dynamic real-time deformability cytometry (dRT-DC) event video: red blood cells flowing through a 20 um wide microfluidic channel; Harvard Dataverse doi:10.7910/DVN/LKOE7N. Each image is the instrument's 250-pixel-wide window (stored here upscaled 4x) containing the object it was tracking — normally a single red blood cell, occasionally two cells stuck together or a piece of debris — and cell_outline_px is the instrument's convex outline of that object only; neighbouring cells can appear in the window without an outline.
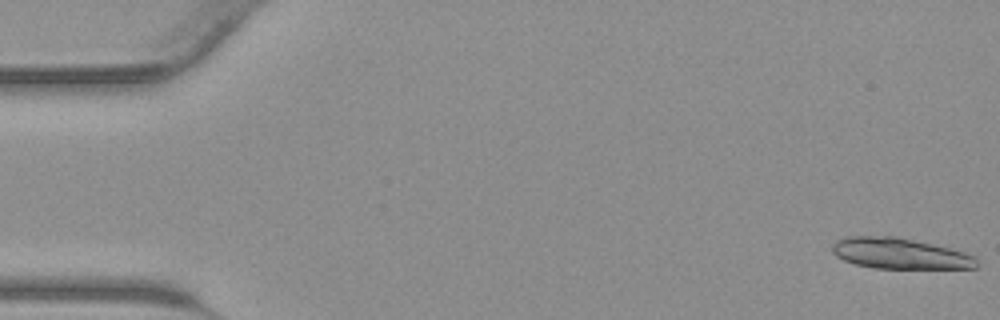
{"species": "common noctule bat (a hibernating species)", "species_latin": "Nyctalus noctula", "temperature_condition": "warm", "stored_images_in_passage": 19, "segment_of_instrument_passage": [1, 2], "camera_frame_rate_fps": 3000, "um_per_image_px": 0.085, "animal": {"sex": "male", "body_mass_g": 23.1, "forearm_length_mm": 52.7}, "frame": {"image": 1, "passage_image": 1, "time_ms": 0.0, "image_size_px": [1000, 320], "cell_outline_px": [[976, 268], [876, 268], [856, 264], [844, 260], [836, 256], [832, 252], [832, 244], [836, 240], [844, 236], [896, 236], [932, 244], [964, 252], [972, 256], [976, 260]], "centroid_in_image_um": [76.41, 21.53], "position_along_channel_um": 8.6, "area_um2": 25.72}}